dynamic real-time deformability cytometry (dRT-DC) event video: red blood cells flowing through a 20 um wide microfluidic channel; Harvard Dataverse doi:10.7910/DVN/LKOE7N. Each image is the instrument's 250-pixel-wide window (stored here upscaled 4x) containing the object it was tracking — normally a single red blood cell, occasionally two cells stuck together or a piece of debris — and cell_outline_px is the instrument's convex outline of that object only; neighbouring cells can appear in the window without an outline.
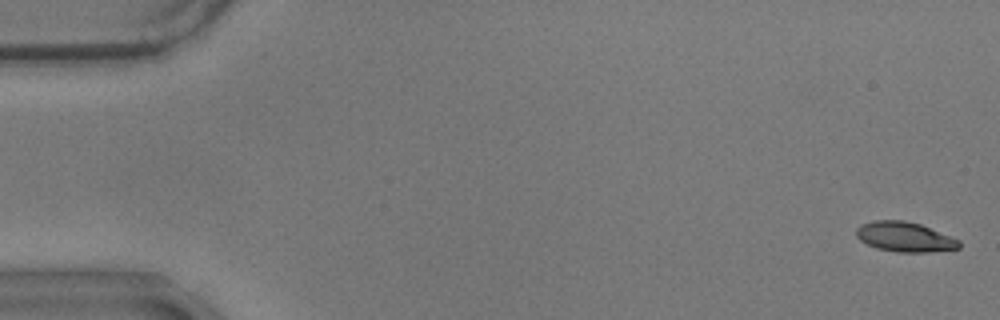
{"species": "common noctule bat (a hibernating species)", "species_latin": "Nyctalus noctula", "temperature_condition": "warm", "stored_images_in_passage": 59, "camera_frame_rate_fps": 3000, "um_per_image_px": 0.085, "animal": {"sex": "male", "body_mass_g": 17.9}, "frame": {"image": 1, "passage_image": 2, "time_ms": 0.333, "image_size_px": [1000, 320], "cell_outline_px": [[960, 248], [928, 252], [896, 252], [876, 248], [860, 240], [856, 236], [856, 228], [860, 224], [872, 220], [904, 220], [920, 224], [960, 240]], "centroid_in_image_um": [76.87, 20.13], "position_along_channel_um": 8.1, "area_um2": 17.92}}
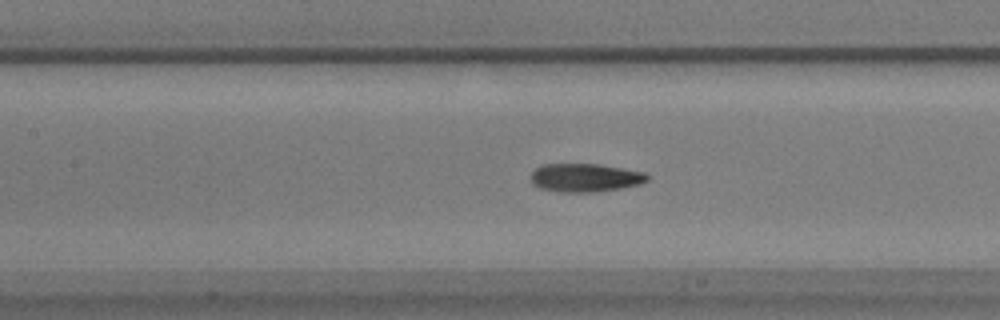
{"frame": {"image": 2, "passage_image": 27, "time_ms": 8.667, "image_size_px": [1000, 320], "cell_outline_px": [[648, 180], [640, 184], [620, 188], [592, 192], [564, 192], [540, 188], [532, 184], [532, 172], [540, 164], [596, 164], [644, 172], [648, 176]], "centroid_in_image_um": [49.71, 15.1], "position_along_channel_um": 157.7, "area_um2": 19.02}}
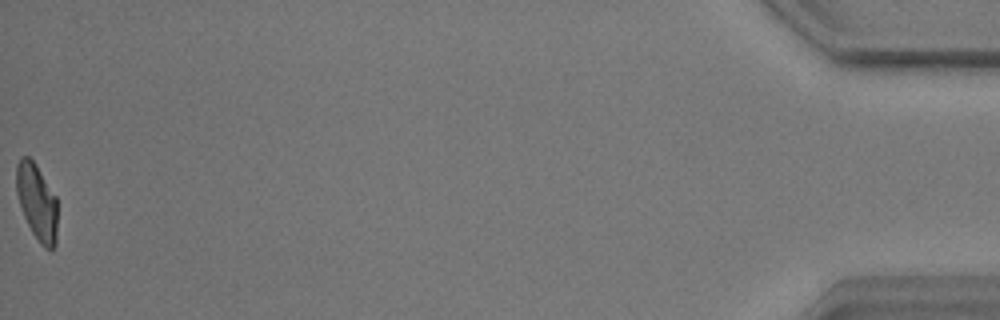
{"frame": {"image": 3, "passage_image": 59, "time_ms": 19.333, "image_size_px": [1000, 320], "cell_outline_px": [[56, 244], [52, 248], [44, 248], [40, 244], [32, 232], [24, 216], [16, 192], [16, 164], [20, 156], [28, 156], [36, 164], [56, 196]], "centroid_in_image_um": [3.12, 17.13], "position_along_channel_um": 432.1, "area_um2": 18.15}, "authors_computed_cell_mechanics": {"area_um2": 18.8428, "velocity_mm_per_s": 3.4977, "shape_relaxation_time_tau1_ms": 3.765, "shape_relaxation_time_tau2_ms": 2.2641, "deformation_change_tau1": 0.1672, "deformation_change_tau2": 0.1007}}